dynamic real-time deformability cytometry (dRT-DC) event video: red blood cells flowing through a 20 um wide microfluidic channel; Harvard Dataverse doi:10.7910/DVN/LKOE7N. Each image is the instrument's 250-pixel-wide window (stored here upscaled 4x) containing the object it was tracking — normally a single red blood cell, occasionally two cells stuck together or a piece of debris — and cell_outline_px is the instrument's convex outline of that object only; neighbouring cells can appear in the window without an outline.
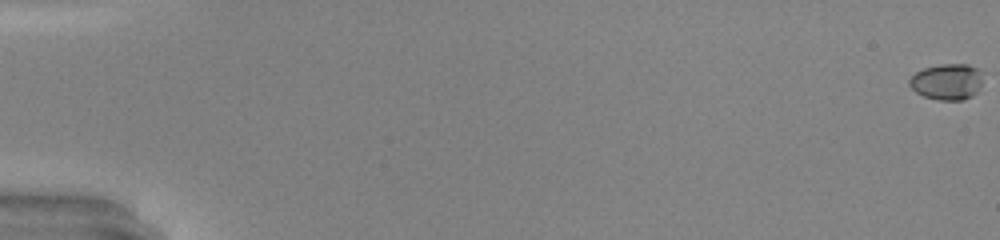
{"species": "common noctule bat (a hibernating species)", "species_latin": "Nyctalus noctula", "temperature_condition": "warm", "stored_images_in_passage": 51, "camera_frame_rate_fps": 3000, "um_per_image_px": 0.085, "animal": {"sex": "male", "body_mass_g": 20.0, "forearm_length_mm": 53.3}, "frame": {"image": 1, "passage_image": 1, "time_ms": 0.0, "image_size_px": [1000, 240], "cell_outline_px": [[980, 84], [976, 92], [972, 96], [964, 100], [936, 100], [924, 96], [916, 92], [908, 84], [908, 80], [916, 72], [924, 68], [940, 64], [968, 64], [976, 68], [980, 80]], "centroid_in_image_um": [80.43, 6.96], "position_along_channel_um": 4.6, "area_um2": 15.2}}
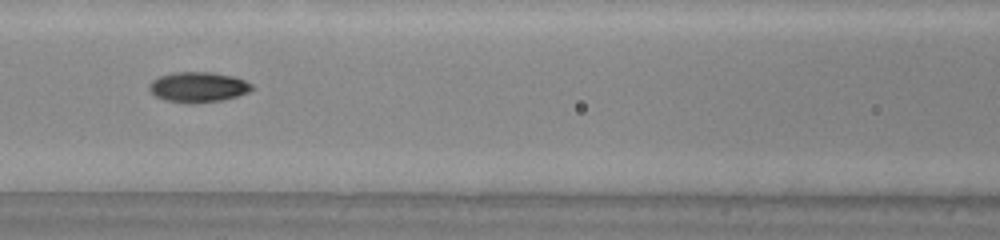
{"frame": {"image": 2, "passage_image": 25, "time_ms": 8.0, "image_size_px": [1000, 240], "cell_outline_px": [[252, 88], [248, 92], [224, 100], [192, 104], [188, 104], [164, 100], [156, 96], [148, 88], [148, 84], [152, 80], [160, 76], [176, 72], [212, 72], [232, 76], [244, 80], [252, 84]], "centroid_in_image_um": [16.82, 7.41], "position_along_channel_um": 149.8, "area_um2": 18.15}}
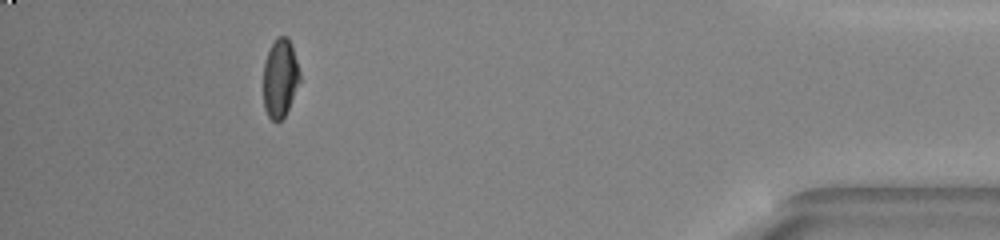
{"frame": {"image": 3, "passage_image": 47, "time_ms": 15.333, "image_size_px": [1000, 240], "cell_outline_px": [[300, 80], [288, 108], [284, 116], [280, 120], [272, 120], [268, 116], [264, 108], [264, 60], [276, 36], [288, 36], [292, 44], [300, 72]], "centroid_in_image_um": [23.81, 6.59], "position_along_channel_um": 411.4, "area_um2": 16.59}, "authors_computed_cell_mechanics": {"area_um2": 17.051, "velocity_mm_per_s": 4.2781, "shape_relaxation_time_tau1_ms": 6.0647, "shape_relaxation_time_tau2_ms": 2.3677, "deformation_change_tau1": 0.2139, "deformation_change_tau2": 0.0663}}